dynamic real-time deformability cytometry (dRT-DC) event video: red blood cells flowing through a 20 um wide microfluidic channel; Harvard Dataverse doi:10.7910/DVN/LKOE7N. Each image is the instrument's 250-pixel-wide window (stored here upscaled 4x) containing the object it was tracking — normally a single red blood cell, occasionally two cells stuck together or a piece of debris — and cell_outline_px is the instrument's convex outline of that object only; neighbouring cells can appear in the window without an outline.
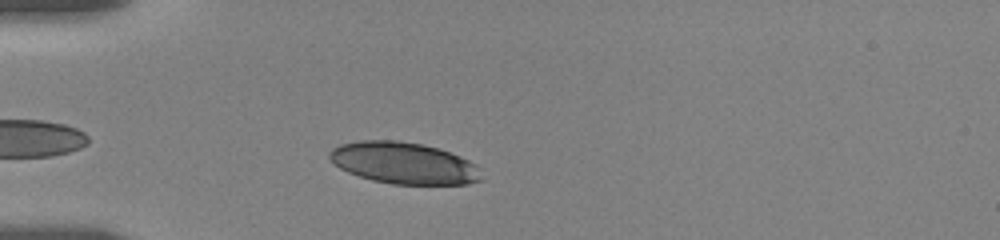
{"species": "human", "species_latin": "Homo sapiens", "temperature_condition": "room temperature", "stored_images_in_passage": 35, "camera_frame_rate_fps": 3000, "um_per_image_px": 0.085, "donor": {"sex": "female"}, "frame": {"image": 1, "passage_image": 5, "time_ms": 1.333, "image_size_px": [1000, 240], "cell_outline_px": [[484, 180], [468, 184], [392, 184], [372, 180], [348, 172], [332, 164], [328, 156], [328, 152], [332, 148], [340, 144], [360, 140], [396, 140], [420, 144], [436, 148], [460, 156], [476, 164]], "centroid_in_image_um": [34.3, 13.86], "position_along_channel_um": 50.7, "area_um2": 36.93}}
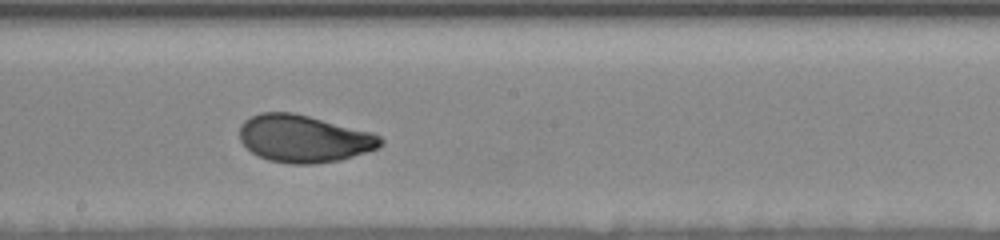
{"frame": {"image": 2, "passage_image": 19, "time_ms": 6.667, "image_size_px": [1000, 240], "cell_outline_px": [[384, 144], [380, 148], [340, 160], [312, 164], [288, 164], [268, 160], [256, 156], [240, 140], [240, 124], [244, 120], [260, 112], [292, 112], [372, 132], [380, 136], [384, 140]], "centroid_in_image_um": [25.84, 11.79], "position_along_channel_um": 222.4, "area_um2": 39.07}}
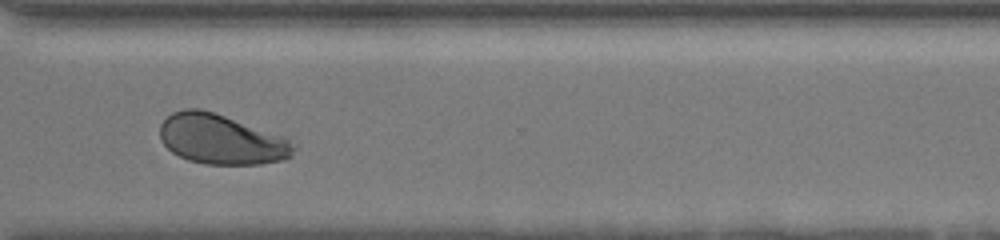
{"frame": {"image": 3, "passage_image": 29, "time_ms": 10.333, "image_size_px": [1000, 240], "cell_outline_px": [[296, 148], [292, 156], [284, 160], [260, 164], [204, 164], [188, 160], [172, 152], [160, 140], [160, 124], [172, 112], [184, 108], [200, 108], [284, 136], [296, 144]], "centroid_in_image_um": [18.82, 11.85], "position_along_channel_um": 351.8, "area_um2": 38.96}, "authors_computed_cell_mechanics": {"area_um2": 38.148, "velocity_mm_per_s": 3.5377, "shape_relaxation_time_tau1_ms": 2.7473, "shape_relaxation_time_tau2_ms": null, "deformation_change_tau1": 0.1417, "deformation_change_tau2": null}}